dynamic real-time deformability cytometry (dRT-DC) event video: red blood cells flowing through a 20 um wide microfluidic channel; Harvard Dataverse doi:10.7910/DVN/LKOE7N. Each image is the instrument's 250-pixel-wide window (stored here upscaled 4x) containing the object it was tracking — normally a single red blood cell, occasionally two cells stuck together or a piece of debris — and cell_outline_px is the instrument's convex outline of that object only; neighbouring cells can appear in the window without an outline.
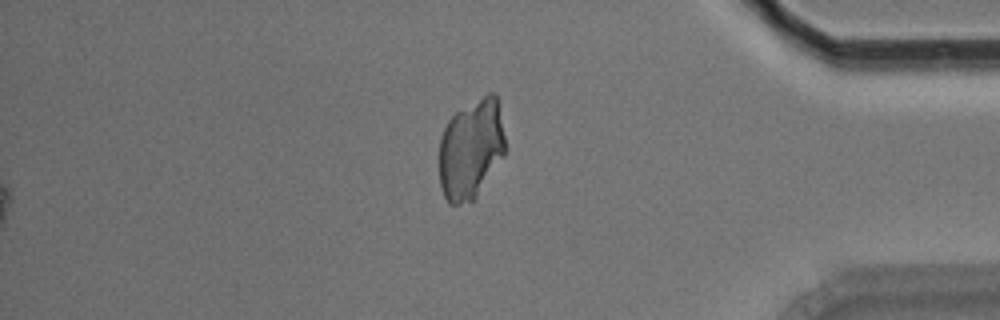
{"species": "Egyptian fruit bat (a non-hibernating species)", "species_latin": "Rousettus aegyptiacus", "temperature_condition": "room temperature", "stored_images_in_passage": 43, "segment_of_instrument_passage": [2, 2], "camera_frame_rate_fps": 3000, "um_per_image_px": 0.085, "animal": {"sex": "male"}, "frame": {"image": 1, "passage_image": 43, "time_ms": 14.0, "image_size_px": [1000, 320], "cell_outline_px": [[504, 152], [472, 200], [456, 204], [452, 204], [444, 196], [440, 184], [440, 140], [444, 128], [452, 116], [456, 112], [484, 96], [492, 92], [496, 96], [504, 136]], "centroid_in_image_um": [39.99, 12.66], "position_along_channel_um": 395.2, "area_um2": 36.88}}